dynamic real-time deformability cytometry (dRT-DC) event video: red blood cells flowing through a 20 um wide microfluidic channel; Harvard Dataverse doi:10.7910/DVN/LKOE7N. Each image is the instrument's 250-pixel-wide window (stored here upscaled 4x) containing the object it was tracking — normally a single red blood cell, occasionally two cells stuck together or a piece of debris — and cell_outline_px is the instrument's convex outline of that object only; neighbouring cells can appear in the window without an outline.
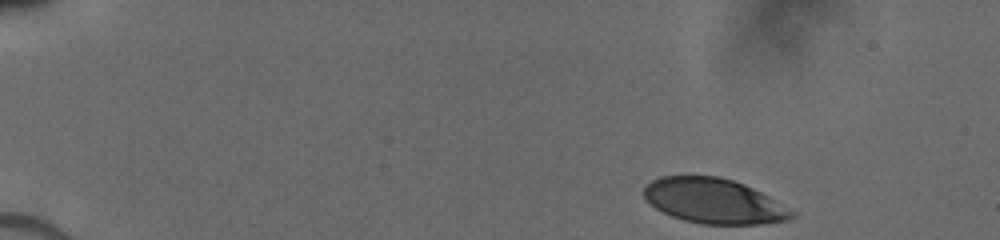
{"species": "human", "species_latin": "Homo sapiens", "temperature_condition": "cold", "stored_images_in_passage": 18, "camera_frame_rate_fps": 3000, "um_per_image_px": 0.085, "donor": {"sex": "male"}, "frame": {"image": 1, "passage_image": 1, "time_ms": 0.0, "image_size_px": [1000, 240], "cell_outline_px": [[796, 216], [788, 220], [760, 224], [704, 224], [684, 220], [672, 216], [656, 208], [644, 196], [644, 188], [652, 180], [660, 176], [720, 176], [744, 184], [768, 196], [796, 212]], "centroid_in_image_um": [60.7, 17.08], "position_along_channel_um": 24.3, "area_um2": 38.49}}
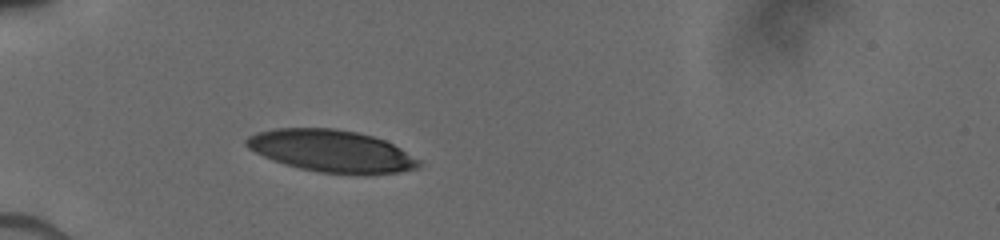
{"frame": {"image": 2, "passage_image": 11, "time_ms": 3.333, "image_size_px": [1000, 240], "cell_outline_px": [[424, 164], [420, 168], [400, 172], [364, 176], [320, 172], [300, 168], [284, 164], [264, 156], [248, 148], [244, 144], [244, 140], [248, 136], [256, 132], [276, 128], [336, 128], [356, 132], [372, 136], [384, 140], [400, 148], [420, 160]], "centroid_in_image_um": [28.21, 12.85], "position_along_channel_um": 56.8, "area_um2": 42.77}}
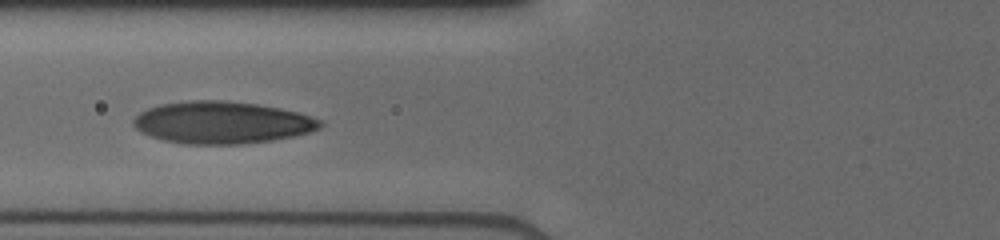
{"frame": {"image": 3, "passage_image": 16, "time_ms": 5.0, "image_size_px": [1000, 240], "cell_outline_px": [[324, 124], [320, 128], [308, 132], [292, 136], [272, 140], [244, 144], [184, 144], [160, 140], [140, 132], [132, 124], [132, 120], [140, 112], [148, 108], [160, 104], [192, 100], [220, 100], [256, 104], [280, 108], [296, 112], [324, 120]], "centroid_in_image_um": [18.84, 10.42], "position_along_channel_um": 107.0, "area_um2": 46.01}}